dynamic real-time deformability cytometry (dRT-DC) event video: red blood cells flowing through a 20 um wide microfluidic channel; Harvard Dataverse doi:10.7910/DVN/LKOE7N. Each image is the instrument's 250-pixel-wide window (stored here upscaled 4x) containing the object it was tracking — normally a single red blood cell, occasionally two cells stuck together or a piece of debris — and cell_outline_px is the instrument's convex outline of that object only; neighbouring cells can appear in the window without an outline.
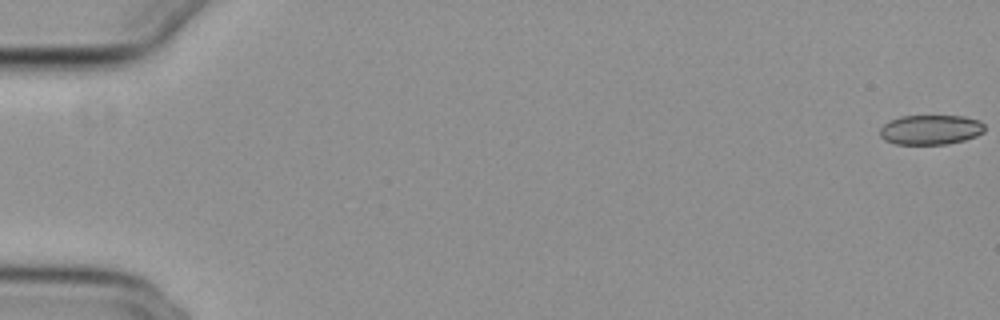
{"species": "common noctule bat (a hibernating species)", "species_latin": "Nyctalus noctula", "temperature_condition": "cold", "stored_images_in_passage": 29, "camera_frame_rate_fps": 3000, "um_per_image_px": 0.085, "animal": {"sex": "female", "body_mass_g": 29.2, "forearm_length_mm": 56.3}, "frame": {"image": 1, "passage_image": 1, "time_ms": 0.0, "image_size_px": [1000, 320], "cell_outline_px": [[984, 132], [976, 136], [964, 140], [948, 144], [896, 144], [884, 140], [880, 136], [880, 128], [888, 120], [900, 116], [964, 116], [980, 120], [984, 124]], "centroid_in_image_um": [79.09, 11.02], "position_along_channel_um": 5.9, "area_um2": 18.32}}
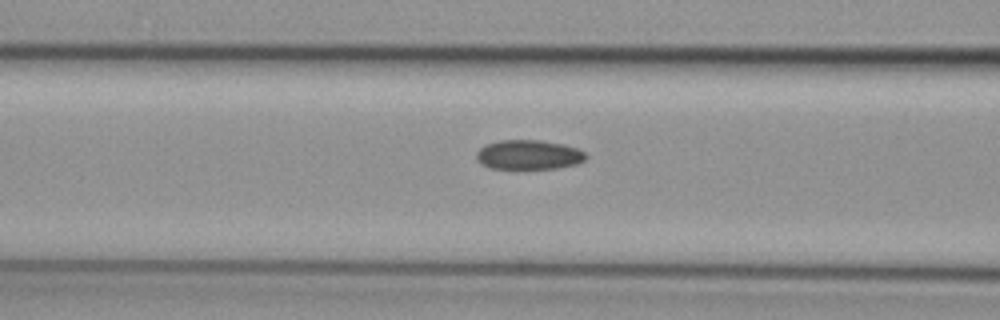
{"frame": {"image": 2, "passage_image": 24, "time_ms": 7.667, "image_size_px": [1000, 320], "cell_outline_px": [[588, 156], [584, 160], [576, 164], [556, 168], [516, 172], [488, 168], [480, 164], [476, 160], [476, 152], [480, 148], [488, 144], [500, 140], [540, 140], [564, 144], [576, 148], [584, 152]], "centroid_in_image_um": [44.88, 13.21], "position_along_channel_um": 121.7, "area_um2": 19.77}}
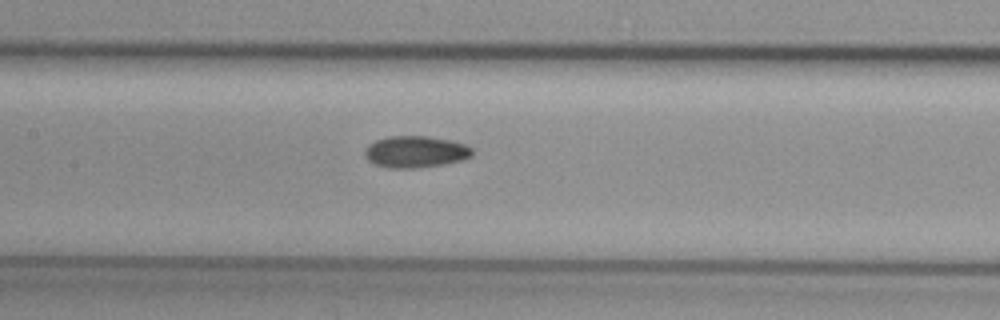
{"frame": {"image": 3, "passage_image": 28, "time_ms": 9.0, "image_size_px": [1000, 320], "cell_outline_px": [[472, 156], [464, 160], [444, 164], [416, 168], [388, 168], [376, 164], [368, 160], [364, 156], [364, 152], [376, 140], [388, 136], [428, 136], [448, 140], [464, 144], [472, 148]], "centroid_in_image_um": [35.34, 12.91], "position_along_channel_um": 172.1, "area_um2": 19.71}}